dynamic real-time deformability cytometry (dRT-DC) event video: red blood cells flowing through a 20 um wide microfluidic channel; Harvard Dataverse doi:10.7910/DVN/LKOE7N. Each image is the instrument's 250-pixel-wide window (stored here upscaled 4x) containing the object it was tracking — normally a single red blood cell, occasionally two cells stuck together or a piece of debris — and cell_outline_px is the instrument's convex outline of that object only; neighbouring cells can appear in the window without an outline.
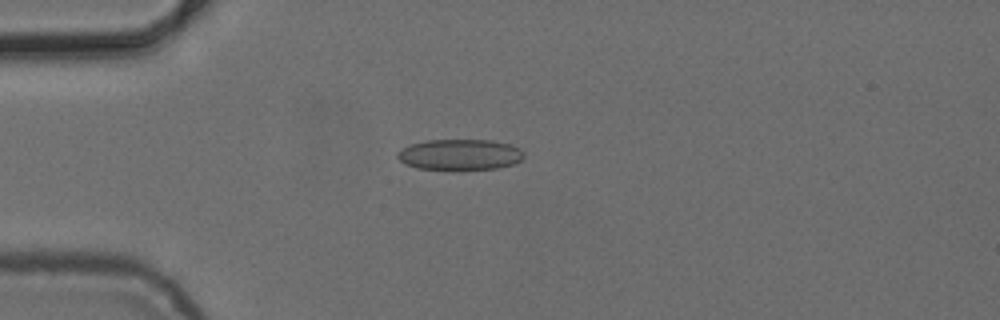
{"species": "common noctule bat (a hibernating species)", "species_latin": "Nyctalus noctula", "temperature_condition": "cold", "stored_images_in_passage": 5, "camera_frame_rate_fps": 3000, "um_per_image_px": 0.085, "animal": {"sex": "female", "body_mass_g": 24.6, "forearm_length_mm": 56.2}, "frame": {"image": 1, "passage_image": 3, "time_ms": 3.0, "image_size_px": [1000, 320], "cell_outline_px": [[524, 156], [516, 164], [496, 168], [416, 168], [404, 164], [396, 156], [396, 152], [412, 144], [428, 140], [492, 140], [508, 144], [520, 148], [524, 152]], "centroid_in_image_um": [39.11, 13.12], "position_along_channel_um": 45.9, "area_um2": 22.31}}
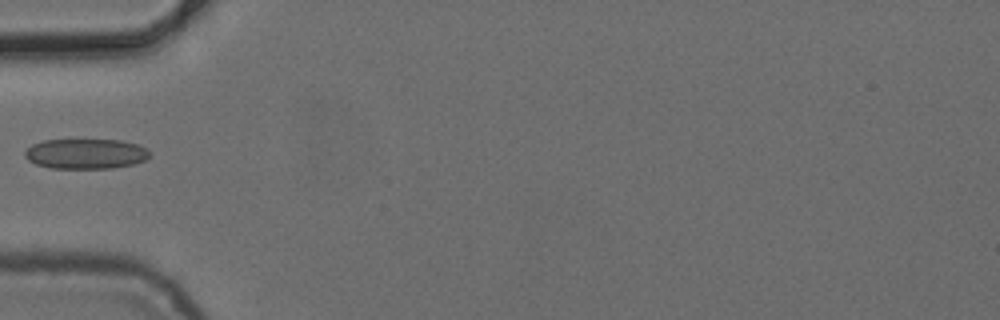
{"frame": {"image": 2, "passage_image": 4, "time_ms": 4.333, "image_size_px": [1000, 320], "cell_outline_px": [[148, 156], [144, 160], [132, 164], [112, 168], [52, 168], [36, 164], [28, 160], [24, 156], [24, 152], [32, 144], [44, 140], [120, 140], [140, 144], [148, 148]], "centroid_in_image_um": [7.28, 13.06], "position_along_channel_um": 77.7, "area_um2": 21.85}}
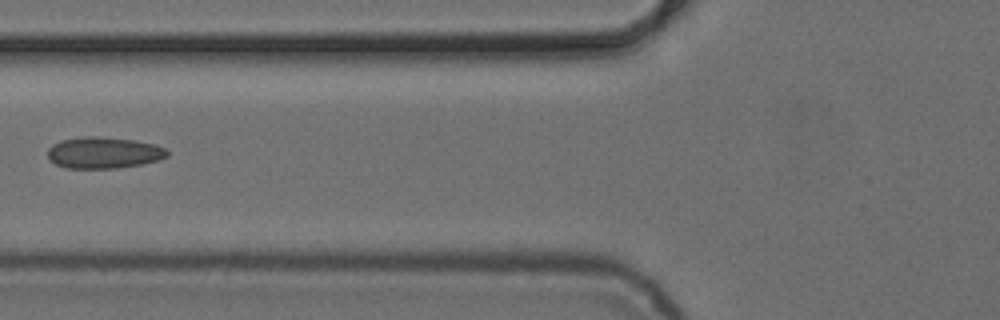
{"frame": {"image": 3, "passage_image": 5, "time_ms": 5.333, "image_size_px": [1000, 320], "cell_outline_px": [[168, 156], [160, 160], [140, 164], [116, 168], [64, 168], [48, 160], [48, 148], [52, 144], [60, 140], [84, 136], [100, 136], [132, 140], [152, 144], [164, 148], [168, 152]], "centroid_in_image_um": [8.76, 12.98], "position_along_channel_um": 117.0, "area_um2": 21.91}}